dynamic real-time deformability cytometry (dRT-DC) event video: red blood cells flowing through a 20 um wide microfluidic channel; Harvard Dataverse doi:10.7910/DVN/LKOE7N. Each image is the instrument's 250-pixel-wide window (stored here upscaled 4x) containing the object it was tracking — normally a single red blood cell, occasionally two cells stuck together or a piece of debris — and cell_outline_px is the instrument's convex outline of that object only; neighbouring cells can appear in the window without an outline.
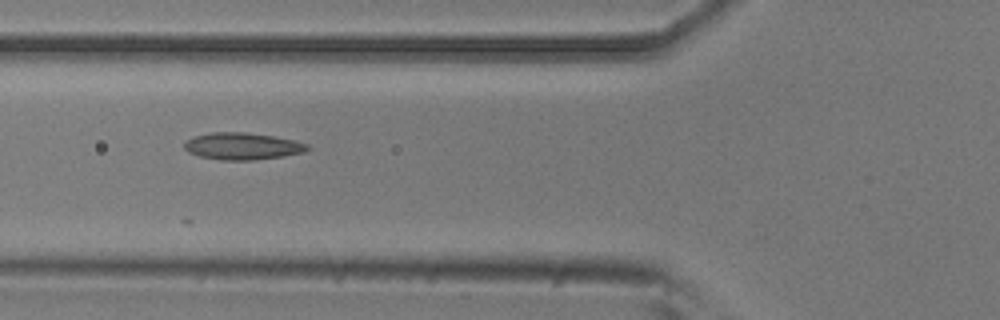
{"species": "common noctule bat (a hibernating species)", "species_latin": "Nyctalus noctula", "temperature_condition": "room temperature", "stored_images_in_passage": 28, "camera_frame_rate_fps": 3000, "um_per_image_px": 0.085, "animal": {"sex": "male", "body_mass_g": 20.5, "forearm_length_mm": 52.5}, "frame": {"image": 1, "passage_image": 10, "time_ms": 3.0, "image_size_px": [1000, 320], "cell_outline_px": [[312, 148], [304, 152], [284, 156], [252, 160], [220, 160], [200, 156], [188, 152], [184, 148], [184, 144], [192, 136], [212, 132], [244, 132], [272, 136], [292, 140], [308, 144]], "centroid_in_image_um": [20.6, 12.43], "position_along_channel_um": 105.2, "area_um2": 19.31}}
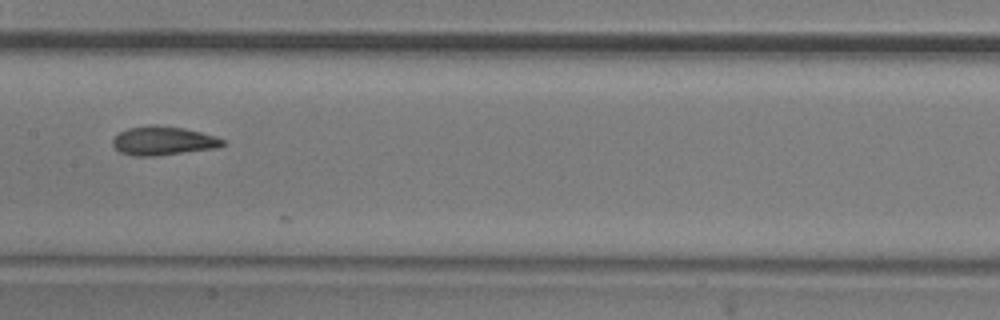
{"frame": {"image": 2, "passage_image": 17, "time_ms": 5.333, "image_size_px": [1000, 320], "cell_outline_px": [[228, 144], [216, 148], [156, 156], [132, 156], [120, 152], [112, 144], [112, 140], [120, 132], [128, 128], [148, 124], [156, 124], [184, 128], [216, 136], [224, 140]], "centroid_in_image_um": [13.88, 11.96], "position_along_channel_um": 193.5, "area_um2": 18.67}}
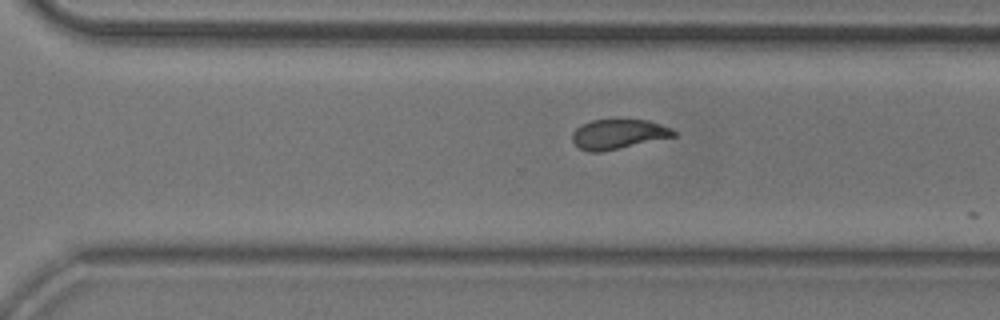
{"frame": {"image": 3, "passage_image": 27, "time_ms": 8.667, "image_size_px": [1000, 320], "cell_outline_px": [[676, 136], [600, 152], [588, 152], [580, 148], [572, 140], [572, 132], [576, 128], [592, 120], [648, 120], [672, 128], [676, 132]], "centroid_in_image_um": [52.56, 11.4], "position_along_channel_um": 318.0, "area_um2": 17.34}}